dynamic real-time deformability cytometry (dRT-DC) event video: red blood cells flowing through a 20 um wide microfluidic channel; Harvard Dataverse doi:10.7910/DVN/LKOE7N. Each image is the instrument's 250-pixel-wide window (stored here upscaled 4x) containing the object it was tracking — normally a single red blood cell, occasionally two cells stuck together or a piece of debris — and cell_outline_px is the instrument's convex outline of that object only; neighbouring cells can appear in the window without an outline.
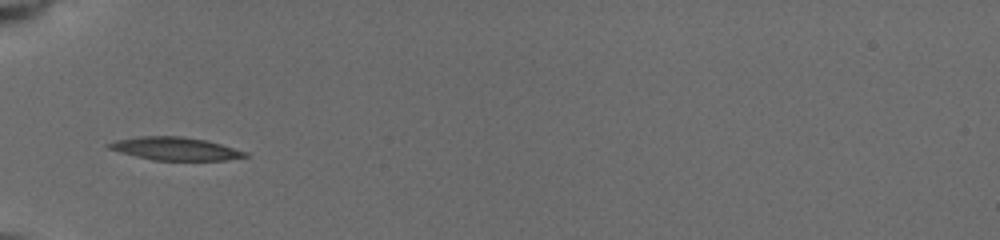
{"species": "common noctule bat (a hibernating species)", "species_latin": "Nyctalus noctula", "temperature_condition": "cold", "stored_images_in_passage": 8, "camera_frame_rate_fps": 3000, "um_per_image_px": 0.085, "animal": {"sex": "female", "body_mass_g": 19.5, "forearm_length_mm": 54.1}, "frame": {"image": 1, "passage_image": 3, "time_ms": 2.0, "image_size_px": [1000, 240], "cell_outline_px": [[248, 156], [228, 160], [152, 160], [120, 152], [108, 148], [104, 144], [116, 140], [140, 136], [184, 136], [204, 140], [220, 144], [248, 152]], "centroid_in_image_um": [14.88, 12.64], "position_along_channel_um": 70.1, "area_um2": 18.21}}
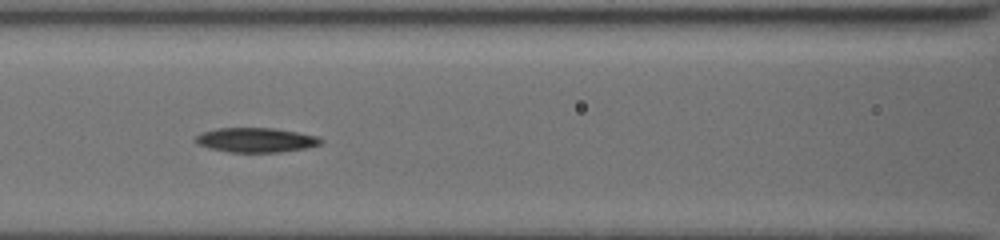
{"frame": {"image": 2, "passage_image": 5, "time_ms": 4.0, "image_size_px": [1000, 240], "cell_outline_px": [[324, 140], [320, 144], [308, 148], [280, 152], [228, 152], [208, 148], [196, 144], [192, 140], [196, 136], [204, 132], [216, 128], [272, 128], [296, 132], [316, 136]], "centroid_in_image_um": [21.72, 11.91], "position_along_channel_um": 144.9, "area_um2": 17.98}}
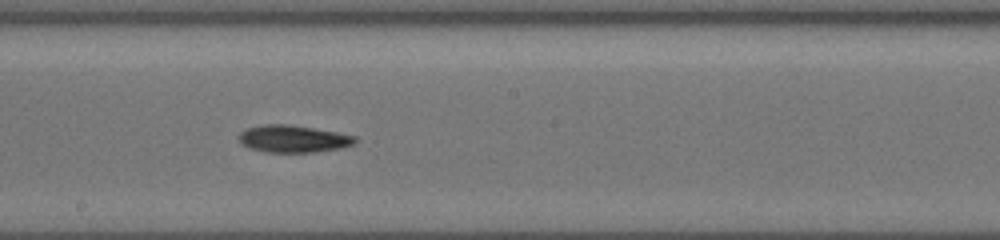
{"frame": {"image": 3, "passage_image": 7, "time_ms": 6.0, "image_size_px": [1000, 240], "cell_outline_px": [[356, 144], [340, 148], [312, 152], [264, 152], [248, 148], [240, 144], [236, 136], [244, 128], [264, 124], [288, 124], [336, 132], [356, 136]], "centroid_in_image_um": [24.84, 11.8], "position_along_channel_um": 223.4, "area_um2": 18.67}}